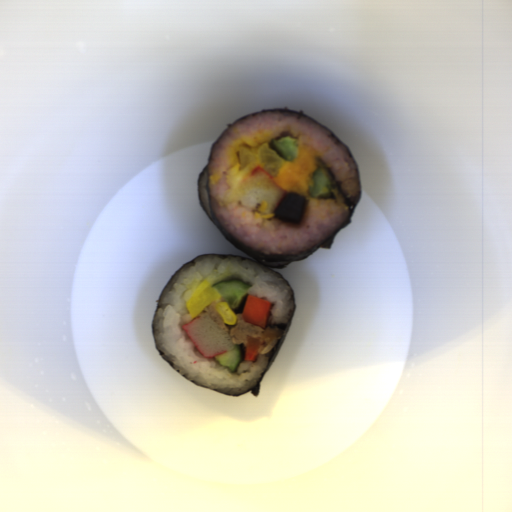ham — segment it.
<instances>
[{"label":"ham","instance_id":"1","mask_svg":"<svg viewBox=\"0 0 512 512\" xmlns=\"http://www.w3.org/2000/svg\"><path fill=\"white\" fill-rule=\"evenodd\" d=\"M216 301H211L210 304L205 307L198 314H208L215 322H217L229 335L234 345H248V336L254 338H261L262 344L258 351L265 348L270 337L264 335V328L257 325L244 321L242 315L234 313L236 321L234 324H227L224 322L222 316L217 312L215 308ZM197 314V315H198Z\"/></svg>","mask_w":512,"mask_h":512}]
</instances>
